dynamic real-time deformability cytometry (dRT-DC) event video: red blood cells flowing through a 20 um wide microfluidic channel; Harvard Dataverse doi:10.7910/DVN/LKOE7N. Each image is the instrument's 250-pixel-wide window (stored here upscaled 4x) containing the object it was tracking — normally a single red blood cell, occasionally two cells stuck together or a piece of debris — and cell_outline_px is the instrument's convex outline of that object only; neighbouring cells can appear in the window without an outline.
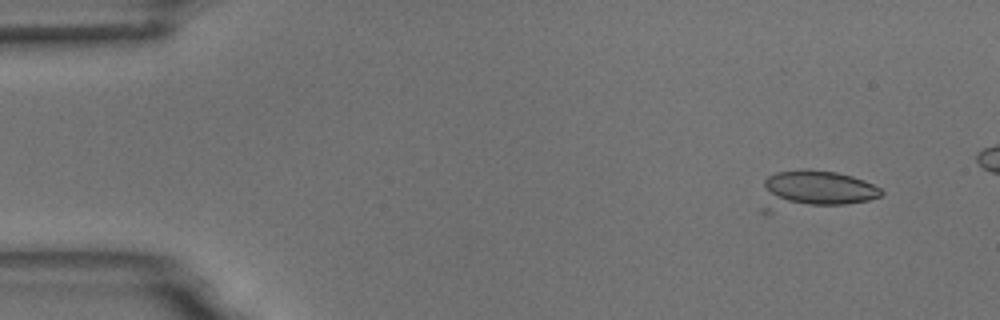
{"species": "common noctule bat (a hibernating species)", "species_latin": "Nyctalus noctula", "temperature_condition": "room temperature", "stored_images_in_passage": 7, "camera_frame_rate_fps": 3000, "um_per_image_px": 0.085, "animal": {"sex": "male", "body_mass_g": 18.8}, "frame": {"image": 1, "passage_image": 1, "time_ms": 0.0, "image_size_px": [1000, 320], "cell_outline_px": [[884, 192], [880, 196], [868, 200], [844, 204], [772, 212], [760, 212], [760, 208], [764, 180], [768, 176], [776, 172], [808, 168], [836, 172], [852, 176], [864, 180], [880, 188]], "centroid_in_image_um": [69.14, 16.15], "position_along_channel_um": 15.9, "area_um2": 27.57}}